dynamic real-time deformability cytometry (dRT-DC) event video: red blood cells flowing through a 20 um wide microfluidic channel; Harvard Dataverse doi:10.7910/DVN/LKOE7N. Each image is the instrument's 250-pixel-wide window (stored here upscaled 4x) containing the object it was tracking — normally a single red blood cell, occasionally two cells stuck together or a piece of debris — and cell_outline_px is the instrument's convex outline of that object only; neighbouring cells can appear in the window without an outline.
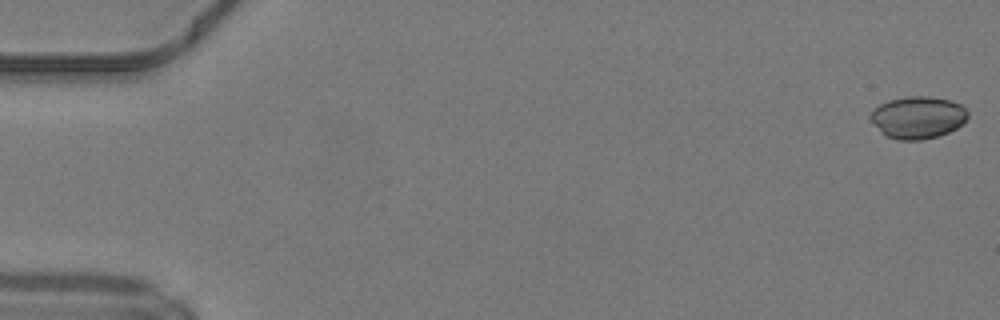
{"species": "common noctule bat (a hibernating species)", "species_latin": "Nyctalus noctula", "temperature_condition": "warm", "stored_images_in_passage": 50, "camera_frame_rate_fps": 3000, "um_per_image_px": 0.085, "animal": {"sex": "male", "body_mass_g": 19.2, "forearm_length_mm": 51.8}, "frame": {"image": 1, "passage_image": 1, "time_ms": 0.0, "image_size_px": [1000, 320], "cell_outline_px": [[968, 120], [964, 124], [948, 132], [936, 136], [920, 140], [896, 140], [888, 136], [868, 116], [880, 104], [888, 100], [908, 96], [928, 96], [952, 100], [960, 104], [968, 112]], "centroid_in_image_um": [78.08, 9.96], "position_along_channel_um": 6.9, "area_um2": 23.76}}
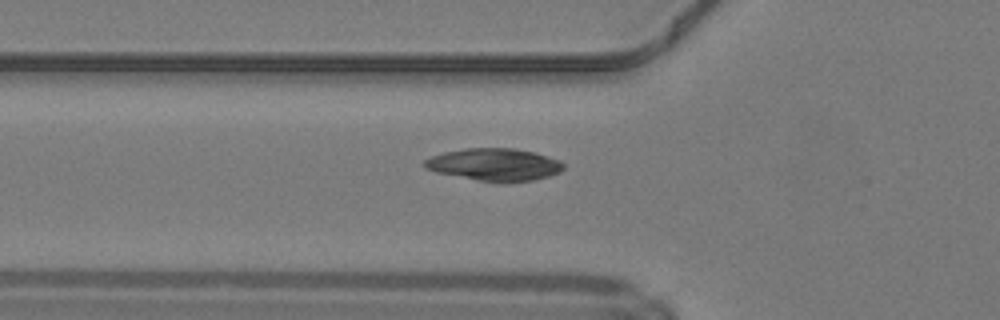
{"frame": {"image": 2, "passage_image": 18, "time_ms": 5.667, "image_size_px": [1000, 320], "cell_outline_px": [[564, 168], [560, 172], [548, 176], [532, 180], [480, 180], [436, 172], [424, 168], [424, 160], [432, 156], [444, 152], [464, 148], [516, 148], [532, 152], [560, 160], [564, 164]], "centroid_in_image_um": [42.01, 13.95], "position_along_channel_um": 83.8, "area_um2": 25.55}}
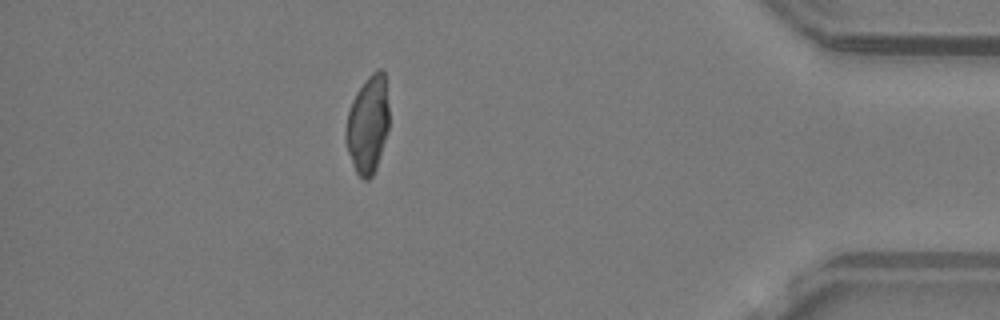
{"frame": {"image": 3, "passage_image": 44, "time_ms": 14.333, "image_size_px": [1000, 320], "cell_outline_px": [[388, 128], [376, 168], [372, 176], [368, 180], [364, 180], [356, 172], [348, 152], [344, 136], [344, 132], [348, 112], [352, 100], [356, 92], [368, 76], [376, 68], [380, 68], [384, 72], [388, 104]], "centroid_in_image_um": [31.25, 10.56], "position_along_channel_um": 404.0, "area_um2": 24.51}, "authors_computed_cell_mechanics": {"area_um2": 25.1141, "velocity_mm_per_s": 4.2049, "shape_relaxation_time_tau1_ms": null, "shape_relaxation_time_tau2_ms": 3.4494, "deformation_change_tau1": null, "deformation_change_tau2": 0.0394}}